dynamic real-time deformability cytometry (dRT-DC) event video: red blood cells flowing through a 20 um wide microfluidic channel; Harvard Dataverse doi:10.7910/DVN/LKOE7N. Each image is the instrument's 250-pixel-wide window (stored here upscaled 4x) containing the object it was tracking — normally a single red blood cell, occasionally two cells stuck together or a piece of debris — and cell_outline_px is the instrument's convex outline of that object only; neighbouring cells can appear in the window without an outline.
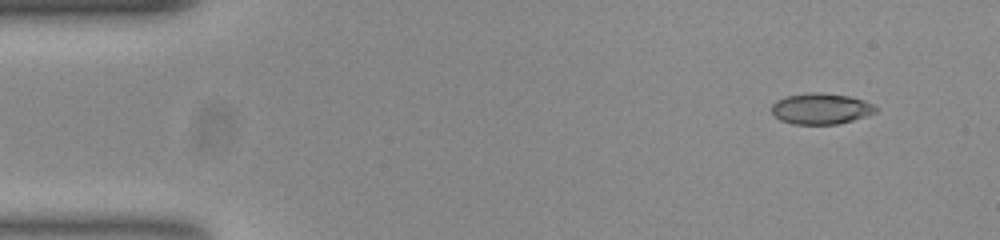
{"species": "common noctule bat (a hibernating species)", "species_latin": "Nyctalus noctula", "temperature_condition": "room temperature", "stored_images_in_passage": 50, "camera_frame_rate_fps": 3000, "um_per_image_px": 0.085, "animal": {"sex": "female", "body_mass_g": 23.0, "forearm_length_mm": 53.4}, "frame": {"image": 1, "passage_image": 1, "time_ms": 0.0, "image_size_px": [1000, 240], "cell_outline_px": [[876, 112], [852, 120], [836, 124], [792, 124], [780, 120], [772, 112], [772, 104], [776, 100], [784, 96], [808, 92], [820, 92], [848, 96], [864, 100], [872, 104], [876, 108]], "centroid_in_image_um": [69.73, 9.23], "position_along_channel_um": 15.3, "area_um2": 18.73}}
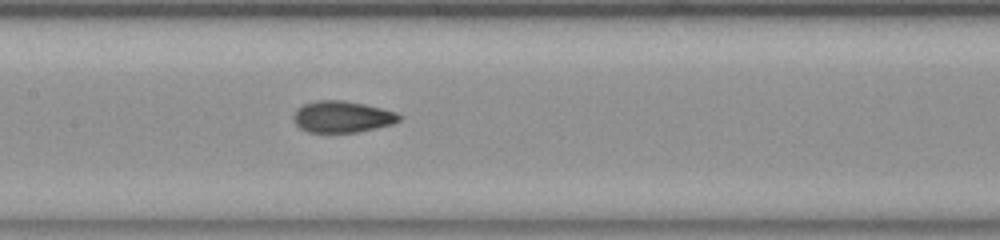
{"frame": {"image": 2, "passage_image": 22, "time_ms": 7.0, "image_size_px": [1000, 240], "cell_outline_px": [[404, 116], [400, 120], [392, 124], [376, 128], [356, 132], [308, 132], [300, 128], [296, 124], [292, 116], [296, 108], [312, 100], [344, 100], [364, 104], [396, 112]], "centroid_in_image_um": [29.07, 9.91], "position_along_channel_um": 178.3, "area_um2": 19.54}}
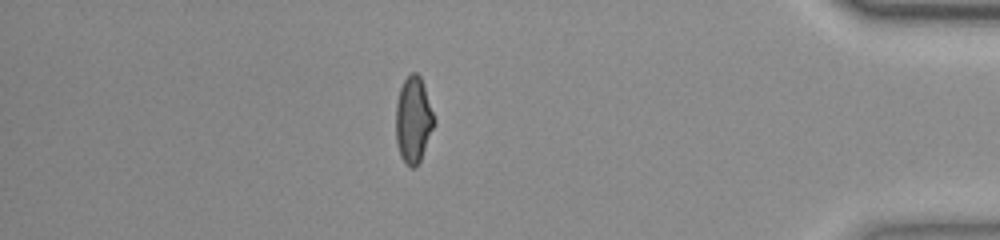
{"frame": {"image": 3, "passage_image": 43, "time_ms": 14.0, "image_size_px": [1000, 240], "cell_outline_px": [[436, 124], [420, 160], [416, 168], [412, 168], [404, 164], [400, 156], [396, 144], [396, 100], [400, 88], [404, 80], [412, 72], [416, 72], [420, 76], [424, 84], [436, 120]], "centroid_in_image_um": [35.14, 10.21], "position_along_channel_um": 400.1, "area_um2": 19.65}, "authors_computed_cell_mechanics": {"area_um2": 19.2185, "velocity_mm_per_s": 3.7813, "shape_relaxation_time_tau1_ms": 5.8268, "shape_relaxation_time_tau2_ms": 1.369, "deformation_change_tau1": 0.175, "deformation_change_tau2": 0.0531}}